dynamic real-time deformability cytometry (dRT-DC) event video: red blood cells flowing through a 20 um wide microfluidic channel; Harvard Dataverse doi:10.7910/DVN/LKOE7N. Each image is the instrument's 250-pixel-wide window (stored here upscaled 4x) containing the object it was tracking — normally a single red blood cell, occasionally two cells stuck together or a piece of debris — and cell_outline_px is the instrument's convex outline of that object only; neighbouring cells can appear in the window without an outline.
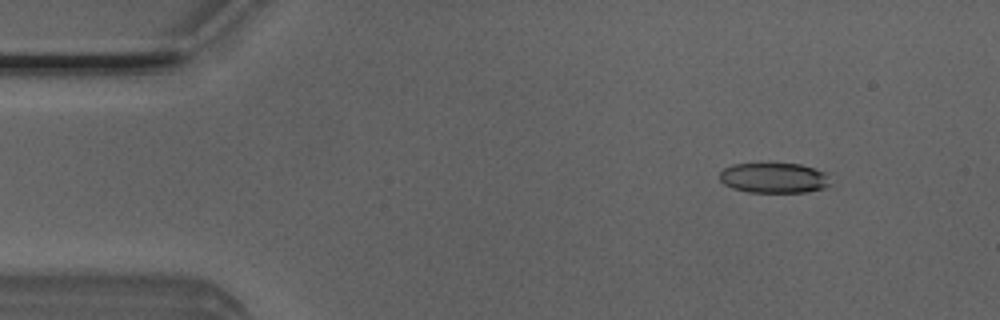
{"species": "Egyptian fruit bat (a non-hibernating species)", "species_latin": "Rousettus aegyptiacus", "temperature_condition": "room temperature", "stored_images_in_passage": 43, "camera_frame_rate_fps": 3000, "um_per_image_px": 0.085, "animal": {"sex": "male"}, "frame": {"image": 1, "passage_image": 6, "time_ms": 1.667, "image_size_px": [1000, 320], "cell_outline_px": [[828, 184], [824, 188], [808, 192], [748, 192], [732, 188], [724, 184], [720, 180], [720, 172], [724, 168], [732, 164], [800, 164], [824, 172]], "centroid_in_image_um": [65.72, 15.13], "position_along_channel_um": 19.3, "area_um2": 19.19}}
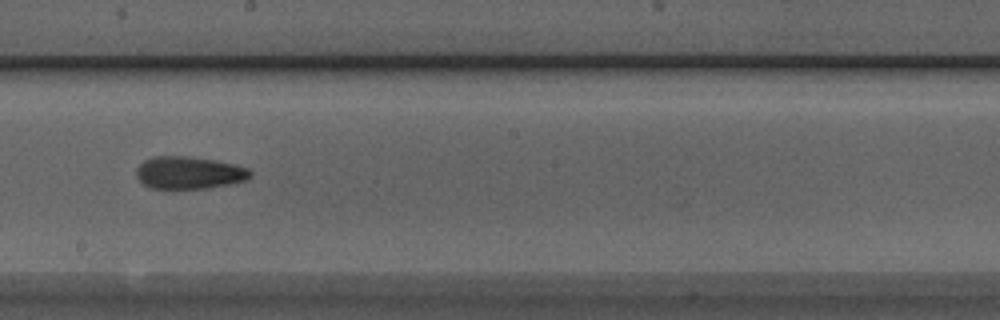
{"frame": {"image": 2, "passage_image": 28, "time_ms": 9.0, "image_size_px": [1000, 320], "cell_outline_px": [[252, 176], [244, 180], [228, 184], [208, 188], [152, 188], [144, 184], [136, 176], [136, 168], [144, 160], [152, 156], [188, 156], [236, 164], [248, 168], [252, 172]], "centroid_in_image_um": [16.06, 14.67], "position_along_channel_um": 232.1, "area_um2": 21.44}}
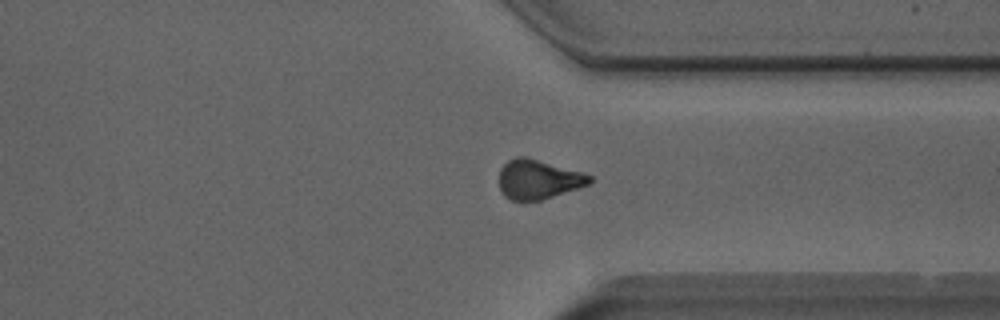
{"frame": {"image": 3, "passage_image": 38, "time_ms": 12.333, "image_size_px": [1000, 320], "cell_outline_px": [[592, 180], [588, 184], [540, 200], [512, 200], [504, 196], [500, 192], [500, 168], [508, 160], [516, 156], [524, 156], [580, 172], [592, 176]], "centroid_in_image_um": [45.69, 15.24], "position_along_channel_um": 365.7, "area_um2": 20.29}}